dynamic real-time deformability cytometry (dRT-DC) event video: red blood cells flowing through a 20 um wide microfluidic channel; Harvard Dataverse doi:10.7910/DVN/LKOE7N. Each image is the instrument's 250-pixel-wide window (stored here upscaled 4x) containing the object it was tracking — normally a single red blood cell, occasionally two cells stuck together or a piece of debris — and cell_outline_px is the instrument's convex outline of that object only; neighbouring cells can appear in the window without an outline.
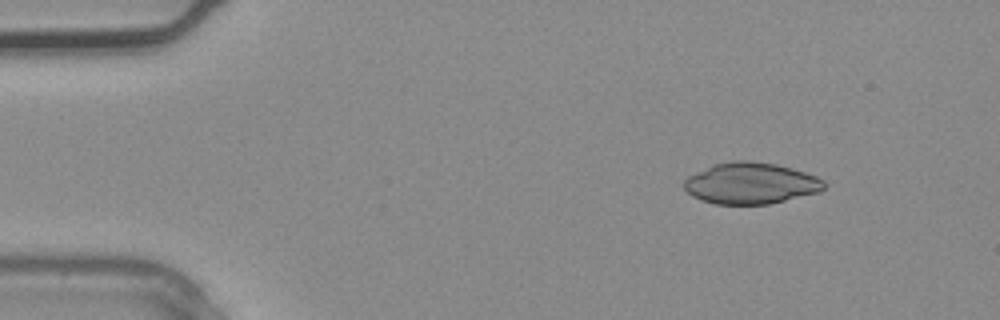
{"species": "common noctule bat (a hibernating species)", "species_latin": "Nyctalus noctula", "temperature_condition": "warm", "stored_images_in_passage": 3, "camera_frame_rate_fps": 3000, "um_per_image_px": 0.085, "animal": {"sex": "male", "body_mass_g": 20.4}, "frame": {"image": 1, "passage_image": 1, "time_ms": 0.0, "image_size_px": [1000, 320], "cell_outline_px": [[824, 188], [820, 192], [768, 204], [716, 204], [700, 200], [692, 196], [684, 188], [684, 180], [688, 176], [716, 164], [732, 160], [748, 160], [776, 164], [792, 168], [816, 176], [824, 180]], "centroid_in_image_um": [63.82, 15.58], "position_along_channel_um": 21.2, "area_um2": 33.58}}